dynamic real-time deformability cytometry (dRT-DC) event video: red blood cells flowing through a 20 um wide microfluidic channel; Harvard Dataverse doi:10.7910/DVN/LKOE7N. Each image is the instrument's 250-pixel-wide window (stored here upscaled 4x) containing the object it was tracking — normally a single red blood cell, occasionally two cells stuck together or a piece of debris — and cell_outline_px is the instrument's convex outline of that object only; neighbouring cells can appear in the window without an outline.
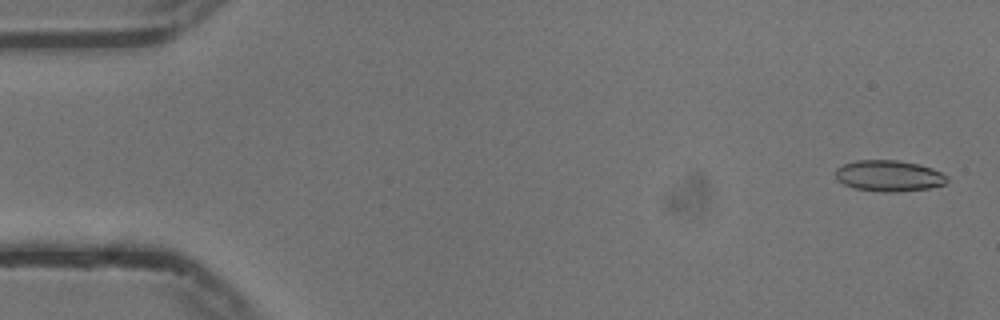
{"species": "common noctule bat (a hibernating species)", "species_latin": "Nyctalus noctula", "temperature_condition": "cold", "stored_images_in_passage": 54, "camera_frame_rate_fps": 3000, "um_per_image_px": 0.085, "animal": {"sex": "male", "body_mass_g": 13.3}, "frame": {"image": 1, "passage_image": 2, "time_ms": 0.333, "image_size_px": [1000, 320], "cell_outline_px": [[948, 180], [944, 184], [928, 188], [896, 192], [880, 192], [852, 188], [844, 184], [836, 176], [836, 168], [844, 164], [856, 160], [896, 160], [920, 164], [932, 168], [948, 176]], "centroid_in_image_um": [75.56, 14.94], "position_along_channel_um": 9.4, "area_um2": 20.23}}
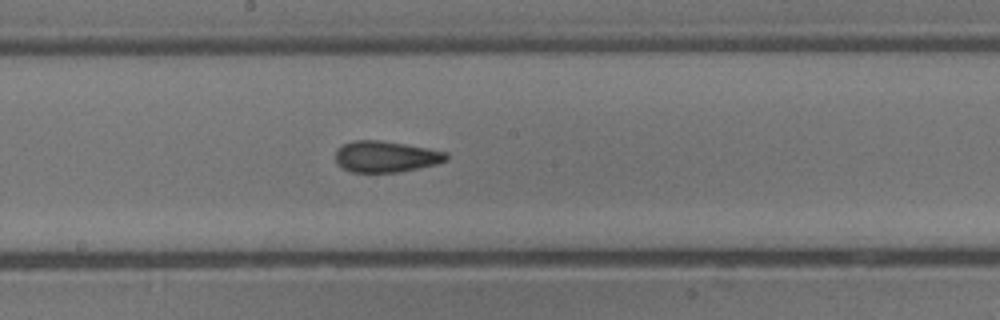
{"frame": {"image": 2, "passage_image": 29, "time_ms": 9.333, "image_size_px": [1000, 320], "cell_outline_px": [[448, 160], [436, 164], [400, 172], [352, 172], [336, 164], [336, 152], [344, 144], [352, 140], [380, 140], [428, 148], [448, 152]], "centroid_in_image_um": [32.82, 13.31], "position_along_channel_um": 215.4, "area_um2": 20.11}}
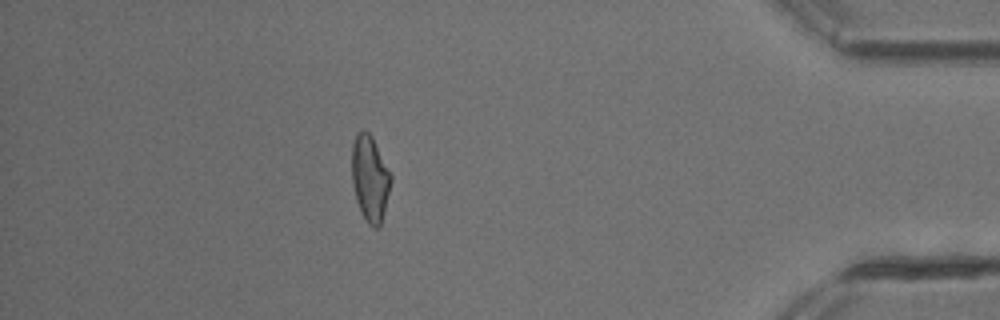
{"frame": {"image": 3, "passage_image": 48, "time_ms": 15.667, "image_size_px": [1000, 320], "cell_outline_px": [[392, 180], [380, 224], [376, 228], [368, 224], [356, 200], [352, 184], [352, 144], [356, 132], [364, 128], [372, 136], [392, 176]], "centroid_in_image_um": [31.43, 15.09], "position_along_channel_um": 403.8, "area_um2": 19.36}, "authors_computed_cell_mechanics": {"area_um2": 19.9699, "velocity_mm_per_s": 3.7492, "shape_relaxation_time_tau1_ms": 7.3922, "shape_relaxation_time_tau2_ms": 2.2418, "deformation_change_tau1": 0.1536, "deformation_change_tau2": 0.085}}